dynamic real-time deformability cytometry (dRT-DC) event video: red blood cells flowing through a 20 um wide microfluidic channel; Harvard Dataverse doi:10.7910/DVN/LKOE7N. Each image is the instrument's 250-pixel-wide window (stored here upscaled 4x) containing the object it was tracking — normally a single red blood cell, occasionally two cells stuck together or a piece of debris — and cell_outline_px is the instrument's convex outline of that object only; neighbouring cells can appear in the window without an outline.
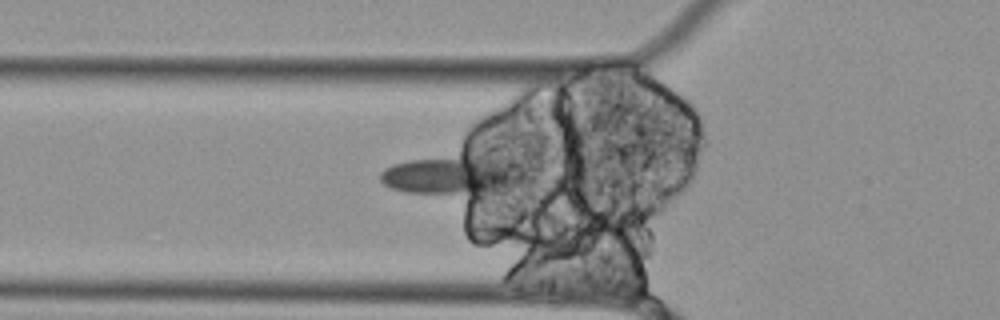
{"species": "Egyptian fruit bat (a non-hibernating species)", "species_latin": "Rousettus aegyptiacus", "temperature_condition": "cold", "stored_images_in_passage": 51, "camera_frame_rate_fps": 3000, "um_per_image_px": 0.085, "animal": {"sex": "female"}, "frame": {"image": 1, "passage_image": 18, "time_ms": 5.667, "image_size_px": [1000, 320], "cell_outline_px": [[524, 176], [520, 180], [512, 184], [492, 188], [464, 192], [404, 192], [392, 188], [384, 184], [380, 180], [380, 172], [384, 168], [392, 164], [408, 160], [460, 152], [476, 156], [500, 164], [520, 172]], "centroid_in_image_um": [38.08, 14.82], "position_along_channel_um": 87.7, "area_um2": 30.0}}
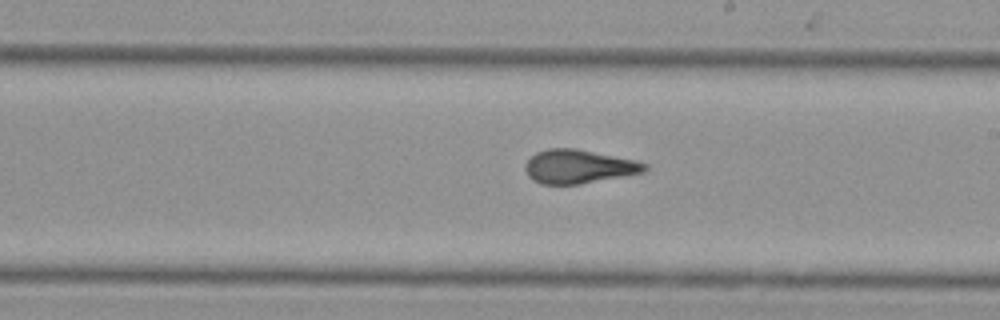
{"frame": {"image": 2, "passage_image": 31, "time_ms": 10.0, "image_size_px": [1000, 320], "cell_outline_px": [[648, 168], [644, 172], [580, 184], [540, 184], [532, 180], [528, 176], [524, 168], [524, 164], [536, 152], [548, 148], [576, 148], [636, 160], [648, 164]], "centroid_in_image_um": [49.17, 14.15], "position_along_channel_um": 239.8, "area_um2": 23.58}}
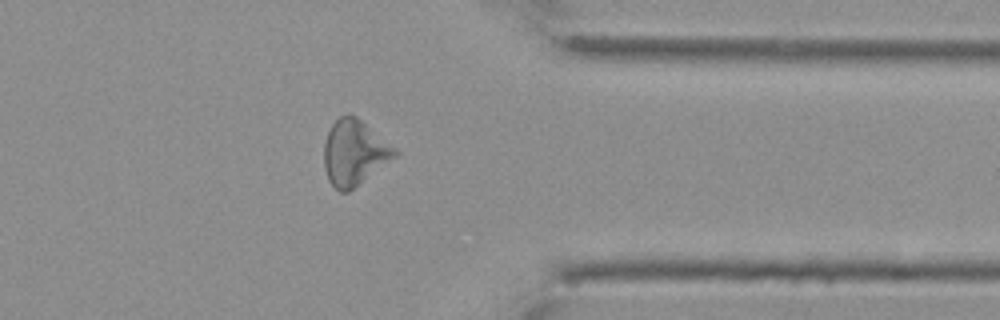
{"frame": {"image": 3, "passage_image": 44, "time_ms": 14.333, "image_size_px": [1000, 320], "cell_outline_px": [[400, 152], [396, 156], [348, 192], [340, 192], [328, 180], [324, 168], [324, 144], [328, 132], [332, 124], [340, 116], [348, 112], [356, 116], [396, 148]], "centroid_in_image_um": [30.1, 12.96], "position_along_channel_um": 381.3, "area_um2": 26.76}, "authors_computed_cell_mechanics": {"area_um2": 25.2586, "velocity_mm_per_s": 3.4694, "shape_relaxation_time_tau1_ms": null, "shape_relaxation_time_tau2_ms": 2.9773, "deformation_change_tau1": null, "deformation_change_tau2": 0.0972}}